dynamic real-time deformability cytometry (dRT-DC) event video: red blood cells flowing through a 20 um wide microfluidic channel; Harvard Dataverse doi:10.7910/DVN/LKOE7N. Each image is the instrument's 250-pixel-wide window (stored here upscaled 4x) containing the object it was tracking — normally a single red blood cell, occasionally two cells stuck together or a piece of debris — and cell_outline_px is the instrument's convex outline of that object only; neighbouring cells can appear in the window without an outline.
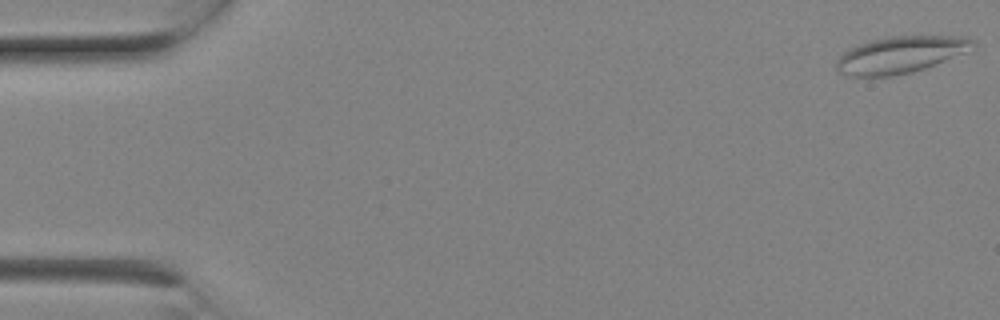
{"species": "Egyptian fruit bat (a non-hibernating species)", "species_latin": "Rousettus aegyptiacus", "temperature_condition": "room temperature", "stored_images_in_passage": 4, "camera_frame_rate_fps": 3000, "um_per_image_px": 0.085, "animal": {"sex": "female"}, "frame": {"image": 1, "passage_image": 1, "time_ms": 0.0, "image_size_px": [1000, 320], "cell_outline_px": [[976, 48], [924, 68], [912, 72], [892, 76], [848, 76], [836, 72], [836, 60], [844, 52], [856, 44], [868, 40], [888, 36], [968, 36], [976, 40]], "centroid_in_image_um": [76.54, 4.64], "position_along_channel_um": 8.5, "area_um2": 29.59}}